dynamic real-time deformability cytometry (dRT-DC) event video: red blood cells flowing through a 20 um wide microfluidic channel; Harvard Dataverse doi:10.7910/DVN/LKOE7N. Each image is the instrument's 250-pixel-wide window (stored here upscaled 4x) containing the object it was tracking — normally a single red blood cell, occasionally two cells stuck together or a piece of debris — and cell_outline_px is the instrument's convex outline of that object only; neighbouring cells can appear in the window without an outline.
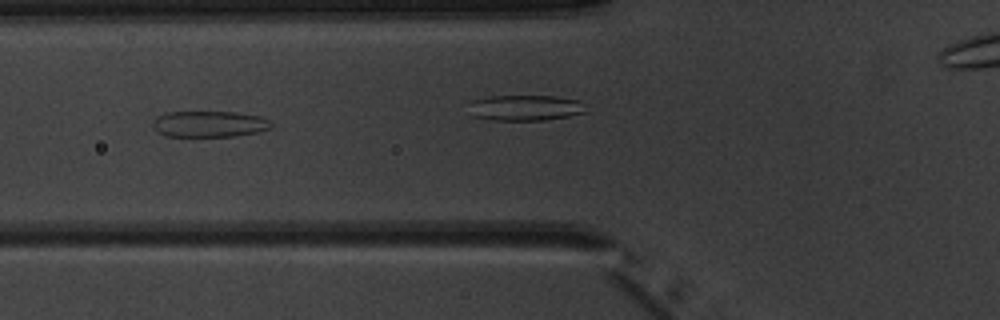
{"species": "common noctule bat (a hibernating species)", "species_latin": "Nyctalus noctula", "temperature_condition": "warm", "stored_images_in_passage": 15, "camera_frame_rate_fps": 3000, "um_per_image_px": 0.085, "animal": {"sex": "male", "body_mass_g": 20.1, "forearm_length_mm": 53.5}, "frame": {"image": 1, "passage_image": 5, "time_ms": 5.0, "image_size_px": [1000, 320], "cell_outline_px": [[272, 128], [256, 132], [236, 136], [164, 136], [152, 128], [152, 120], [156, 116], [168, 112], [236, 112], [260, 116], [268, 120], [272, 124]], "centroid_in_image_um": [17.75, 10.54], "position_along_channel_um": 108.1, "area_um2": 18.15}}
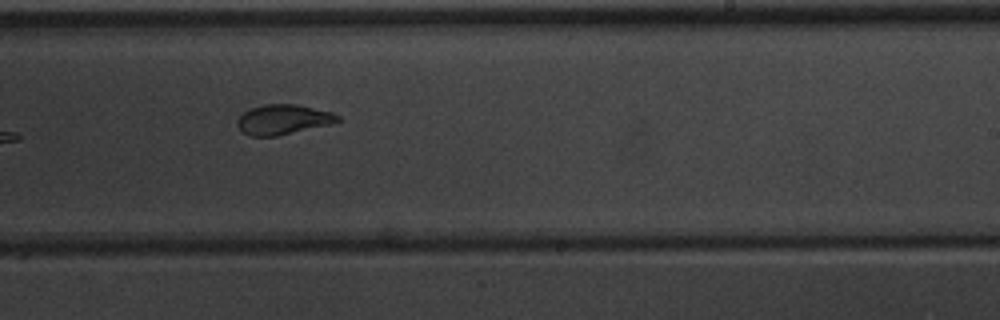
{"frame": {"image": 2, "passage_image": 9, "time_ms": 9.667, "image_size_px": [1000, 320], "cell_outline_px": [[340, 120], [328, 124], [276, 136], [248, 136], [236, 124], [236, 120], [244, 112], [252, 108], [264, 104], [296, 104], [332, 112], [340, 116]], "centroid_in_image_um": [24.03, 10.15], "position_along_channel_um": 265.0, "area_um2": 17.22}}
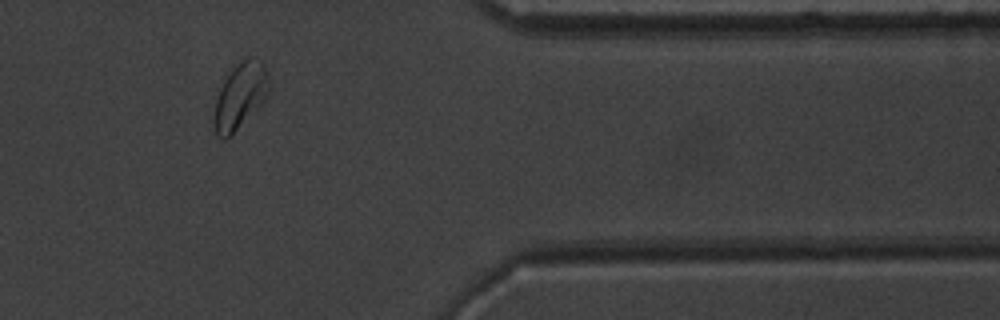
{"frame": {"image": 3, "passage_image": 13, "time_ms": 15.333, "image_size_px": [1000, 320], "cell_outline_px": [[272, 88], [264, 100], [232, 136], [224, 140], [216, 136], [212, 124], [212, 120], [216, 100], [220, 88], [224, 80], [232, 68], [240, 60], [248, 56], [260, 60], [264, 64], [272, 84]], "centroid_in_image_um": [20.42, 8.17], "position_along_channel_um": 391.0, "area_um2": 21.68}, "authors_computed_cell_mechanics": {"area_um2": 18.3804, "velocity_mm_per_s": 3.3349, "shape_relaxation_time_tau1_ms": 1.2365, "shape_relaxation_time_tau2_ms": null, "deformation_change_tau1": 0.0906, "deformation_change_tau2": null}}